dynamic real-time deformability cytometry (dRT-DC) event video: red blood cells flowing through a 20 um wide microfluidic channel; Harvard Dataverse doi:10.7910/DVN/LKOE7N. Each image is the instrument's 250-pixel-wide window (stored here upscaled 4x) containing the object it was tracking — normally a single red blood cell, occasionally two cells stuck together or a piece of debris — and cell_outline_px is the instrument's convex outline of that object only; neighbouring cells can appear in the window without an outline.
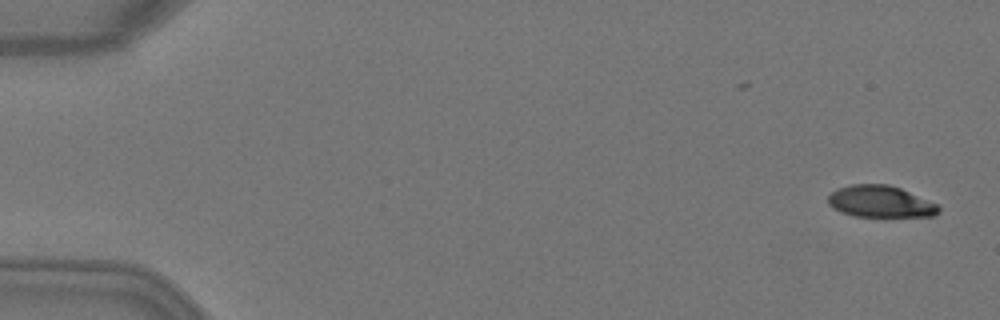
{"species": "Egyptian fruit bat (a non-hibernating species)", "species_latin": "Rousettus aegyptiacus", "temperature_condition": "warm", "stored_images_in_passage": 2, "camera_frame_rate_fps": 3000, "um_per_image_px": 0.085, "animal": {"sex": "female"}, "frame": {"image": 1, "passage_image": 2, "time_ms": 0.333, "image_size_px": [1000, 320], "cell_outline_px": [[940, 212], [932, 216], [856, 216], [832, 208], [828, 204], [828, 196], [836, 188], [852, 184], [888, 184], [900, 188], [936, 204], [940, 208]], "centroid_in_image_um": [74.8, 17.12], "position_along_channel_um": 10.2, "area_um2": 20.17}}